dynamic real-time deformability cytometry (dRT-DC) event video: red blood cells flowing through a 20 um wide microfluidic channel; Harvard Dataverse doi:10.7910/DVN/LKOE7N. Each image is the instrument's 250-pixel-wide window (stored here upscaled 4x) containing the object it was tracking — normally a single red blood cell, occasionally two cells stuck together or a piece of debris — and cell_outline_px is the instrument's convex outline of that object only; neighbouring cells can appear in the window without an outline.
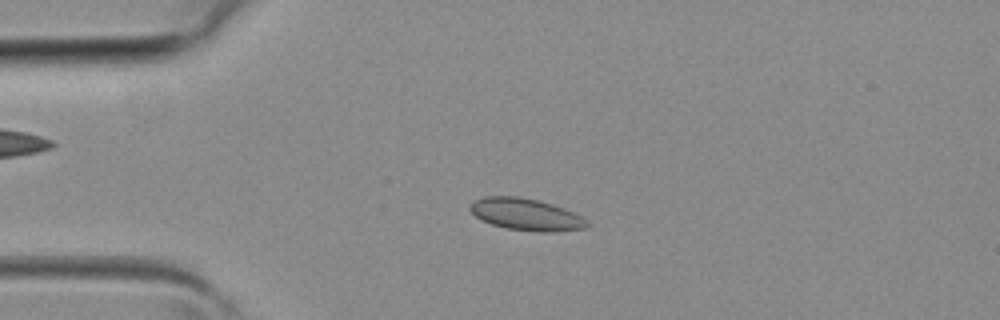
{"species": "common noctule bat (a hibernating species)", "species_latin": "Nyctalus noctula", "temperature_condition": "room temperature", "stored_images_in_passage": 3, "camera_frame_rate_fps": 3000, "um_per_image_px": 0.085, "animal": {"sex": "female", "body_mass_g": 19.3, "forearm_length_mm": 54.1}, "frame": {"image": 1, "passage_image": 2, "time_ms": 0.333, "image_size_px": [1000, 320], "cell_outline_px": [[592, 224], [588, 228], [556, 232], [540, 232], [508, 228], [492, 224], [476, 216], [468, 208], [472, 200], [484, 196], [516, 196], [536, 200], [552, 204], [564, 208], [588, 220]], "centroid_in_image_um": [44.75, 18.23], "position_along_channel_um": 40.3, "area_um2": 21.79}}